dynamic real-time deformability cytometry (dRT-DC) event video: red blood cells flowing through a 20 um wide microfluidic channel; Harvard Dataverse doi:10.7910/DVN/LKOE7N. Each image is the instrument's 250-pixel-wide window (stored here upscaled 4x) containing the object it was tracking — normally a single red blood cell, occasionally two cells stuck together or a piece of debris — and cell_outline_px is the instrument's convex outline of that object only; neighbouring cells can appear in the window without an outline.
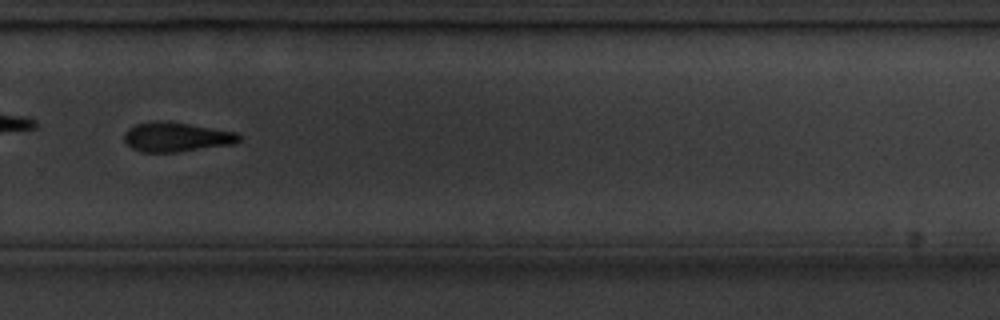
{"species": "common noctule bat (a hibernating species)", "species_latin": "Nyctalus noctula", "temperature_condition": "cold", "stored_images_in_passage": 15, "camera_frame_rate_fps": 3000, "um_per_image_px": 0.085, "animal": {"sex": "male", "body_mass_g": 20.1, "forearm_length_mm": 53.5}, "frame": {"image": 1, "passage_image": 11, "time_ms": 12.333, "image_size_px": [1000, 320], "cell_outline_px": [[240, 140], [236, 144], [180, 152], [140, 152], [132, 148], [124, 140], [124, 132], [128, 128], [136, 124], [156, 120], [164, 120], [236, 132], [240, 136]], "centroid_in_image_um": [14.98, 11.65], "position_along_channel_um": 314.8, "area_um2": 19.88}, "authors_computed_cell_mechanics": {"area_um2": 19.7098, "velocity_mm_per_s": 3.6015, "shape_relaxation_time_tau1_ms": 1.3455, "shape_relaxation_time_tau2_ms": null, "deformation_change_tau1": 0.073, "deformation_change_tau2": null}}